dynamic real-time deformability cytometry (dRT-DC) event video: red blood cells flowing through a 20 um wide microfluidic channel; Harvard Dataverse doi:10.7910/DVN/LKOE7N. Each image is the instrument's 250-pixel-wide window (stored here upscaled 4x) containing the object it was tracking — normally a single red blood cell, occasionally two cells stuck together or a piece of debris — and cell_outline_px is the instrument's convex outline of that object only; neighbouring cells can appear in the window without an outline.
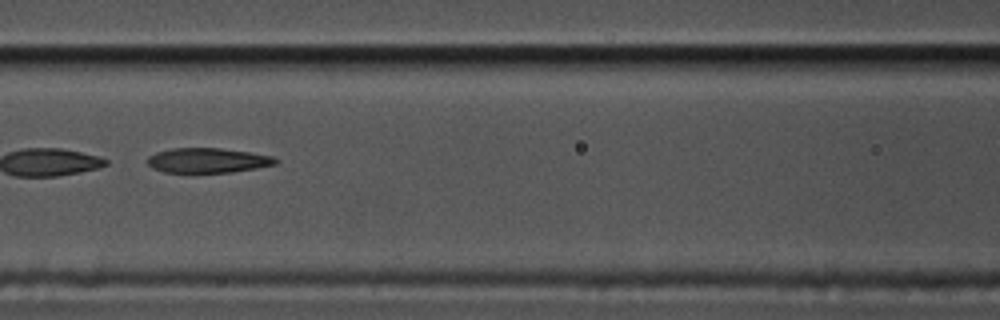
{"species": "common noctule bat (a hibernating species)", "species_latin": "Nyctalus noctula", "temperature_condition": "cold", "stored_images_in_passage": 37, "segment_of_instrument_passage": [2, 2], "camera_frame_rate_fps": 3000, "um_per_image_px": 0.085, "animal": {"sex": "male", "body_mass_g": 17.5, "forearm_length_mm": 52.3}, "frame": {"image": 1, "passage_image": 25, "time_ms": 8.0, "image_size_px": [1000, 320], "cell_outline_px": [[280, 160], [276, 164], [256, 168], [232, 172], [164, 172], [152, 168], [148, 164], [148, 156], [156, 152], [172, 148], [220, 148], [252, 152], [272, 156]], "centroid_in_image_um": [17.67, 13.62], "position_along_channel_um": 148.9, "area_um2": 18.55}}